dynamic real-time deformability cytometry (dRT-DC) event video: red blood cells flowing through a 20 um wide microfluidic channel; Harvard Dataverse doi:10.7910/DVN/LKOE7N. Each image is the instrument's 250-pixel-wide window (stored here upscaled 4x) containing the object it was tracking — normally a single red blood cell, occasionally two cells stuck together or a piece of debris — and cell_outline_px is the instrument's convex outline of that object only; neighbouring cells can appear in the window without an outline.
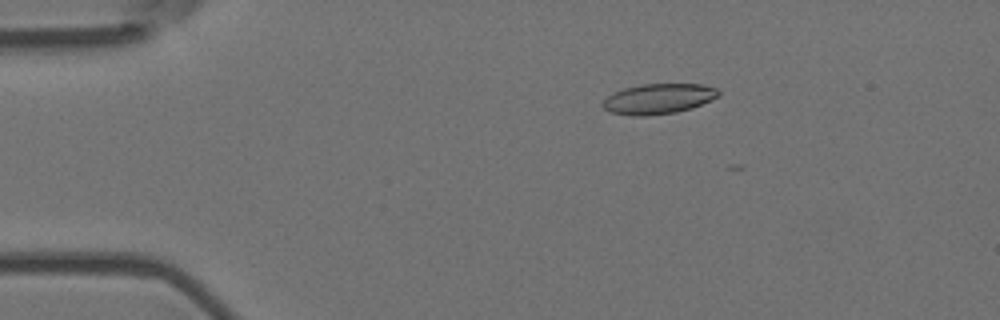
{"species": "Egyptian fruit bat (a non-hibernating species)", "species_latin": "Rousettus aegyptiacus", "temperature_condition": "room temperature", "stored_images_in_passage": 3, "camera_frame_rate_fps": 3000, "um_per_image_px": 0.085, "animal": {"sex": "female"}, "frame": {"image": 1, "passage_image": 1, "time_ms": 0.0, "image_size_px": [1000, 320], "cell_outline_px": [[720, 96], [692, 108], [676, 112], [644, 116], [632, 116], [608, 112], [600, 104], [612, 92], [624, 88], [640, 84], [704, 84], [716, 88], [720, 92]], "centroid_in_image_um": [55.95, 8.4], "position_along_channel_um": 29.1, "area_um2": 20.63}}